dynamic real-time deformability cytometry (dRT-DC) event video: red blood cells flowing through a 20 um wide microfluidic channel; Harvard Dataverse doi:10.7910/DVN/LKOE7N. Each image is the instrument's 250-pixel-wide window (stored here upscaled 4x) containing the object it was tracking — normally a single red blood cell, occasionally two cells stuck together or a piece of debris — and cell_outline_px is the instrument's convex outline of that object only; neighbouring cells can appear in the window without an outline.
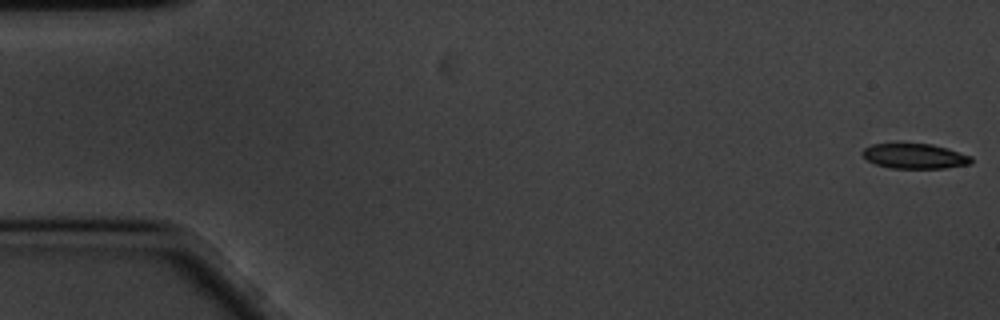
{"species": "common noctule bat (a hibernating species)", "species_latin": "Nyctalus noctula", "temperature_condition": "cold", "stored_images_in_passage": 17, "camera_frame_rate_fps": 3000, "um_per_image_px": 0.085, "animal": {"sex": "male", "body_mass_g": 20.1, "forearm_length_mm": 53.5}, "frame": {"image": 1, "passage_image": 1, "time_ms": 0.0, "image_size_px": [1000, 320], "cell_outline_px": [[972, 164], [944, 168], [892, 168], [876, 164], [868, 160], [860, 152], [864, 148], [872, 144], [896, 140], [932, 144], [972, 156]], "centroid_in_image_um": [77.7, 13.21], "position_along_channel_um": 7.3, "area_um2": 16.59}}